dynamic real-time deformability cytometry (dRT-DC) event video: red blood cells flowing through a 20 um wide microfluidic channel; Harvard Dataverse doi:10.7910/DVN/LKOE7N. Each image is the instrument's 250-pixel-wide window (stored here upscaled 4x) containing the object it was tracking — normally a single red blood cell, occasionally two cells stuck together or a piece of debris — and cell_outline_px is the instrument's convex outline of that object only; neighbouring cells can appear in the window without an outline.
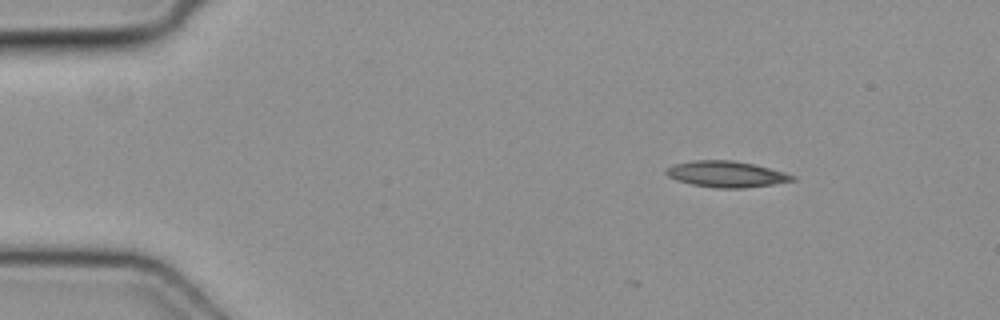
{"species": "common noctule bat (a hibernating species)", "species_latin": "Nyctalus noctula", "temperature_condition": "cold", "stored_images_in_passage": 32, "camera_frame_rate_fps": 3000, "um_per_image_px": 0.085, "animal": {"sex": "female", "body_mass_g": 19.3, "forearm_length_mm": 54.1}, "frame": {"image": 1, "passage_image": 1, "time_ms": 0.0, "image_size_px": [1000, 320], "cell_outline_px": [[796, 180], [772, 184], [744, 188], [716, 188], [692, 184], [676, 180], [668, 176], [664, 172], [672, 164], [692, 160], [732, 160], [756, 164], [784, 172], [796, 176]], "centroid_in_image_um": [61.73, 14.79], "position_along_channel_um": 23.3, "area_um2": 19.31}}
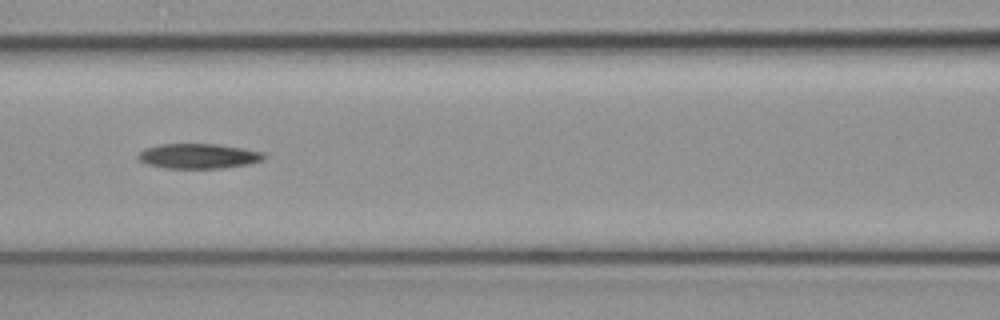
{"frame": {"image": 2, "passage_image": 16, "time_ms": 5.0, "image_size_px": [1000, 320], "cell_outline_px": [[264, 160], [248, 164], [224, 168], [164, 168], [148, 164], [140, 160], [136, 156], [140, 152], [148, 148], [160, 144], [216, 144], [244, 148], [264, 152]], "centroid_in_image_um": [16.9, 13.27], "position_along_channel_um": 149.7, "area_um2": 18.21}}
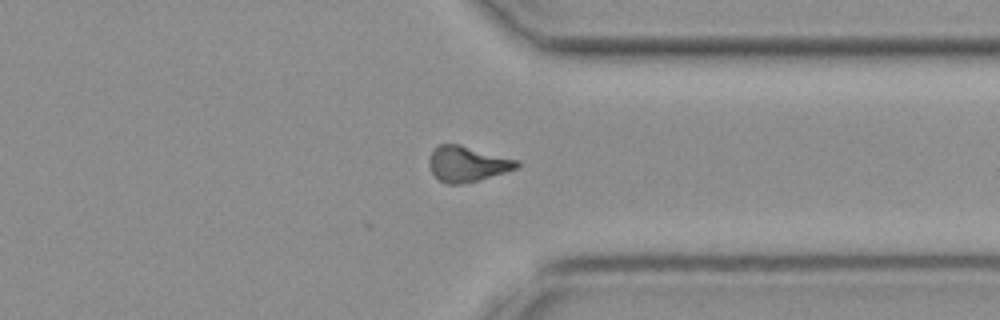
{"frame": {"image": 3, "passage_image": 32, "time_ms": 10.333, "image_size_px": [1000, 320], "cell_outline_px": [[520, 164], [516, 168], [504, 172], [476, 180], [460, 184], [448, 184], [440, 180], [432, 172], [428, 164], [428, 160], [432, 152], [440, 144], [460, 144], [520, 160]], "centroid_in_image_um": [39.72, 13.91], "position_along_channel_um": 371.7, "area_um2": 17.92}}